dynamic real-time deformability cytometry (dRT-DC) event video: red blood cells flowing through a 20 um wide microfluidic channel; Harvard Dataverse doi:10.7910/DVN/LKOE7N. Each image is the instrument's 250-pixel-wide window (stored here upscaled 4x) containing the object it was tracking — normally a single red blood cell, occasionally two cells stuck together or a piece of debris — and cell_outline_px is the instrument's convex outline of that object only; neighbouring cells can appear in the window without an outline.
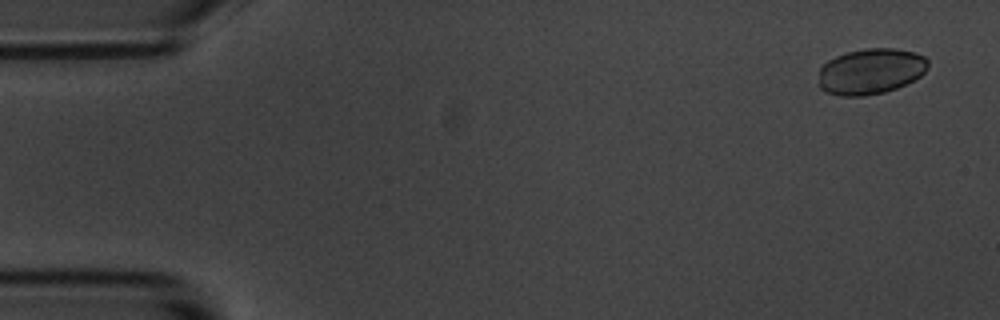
{"species": "common noctule bat (a hibernating species)", "species_latin": "Nyctalus noctula", "temperature_condition": "room temperature", "stored_images_in_passage": 57, "camera_frame_rate_fps": 3000, "um_per_image_px": 0.085, "animal": {"sex": "male", "body_mass_g": 20.1, "forearm_length_mm": 53.5}, "frame": {"image": 1, "passage_image": 3, "time_ms": 0.667, "image_size_px": [1000, 320], "cell_outline_px": [[928, 68], [920, 76], [896, 88], [884, 92], [864, 96], [840, 96], [824, 92], [816, 84], [820, 68], [828, 60], [836, 56], [848, 52], [864, 48], [896, 48], [916, 52], [924, 56], [928, 60]], "centroid_in_image_um": [73.97, 6.06], "position_along_channel_um": 11.0, "area_um2": 29.54}}
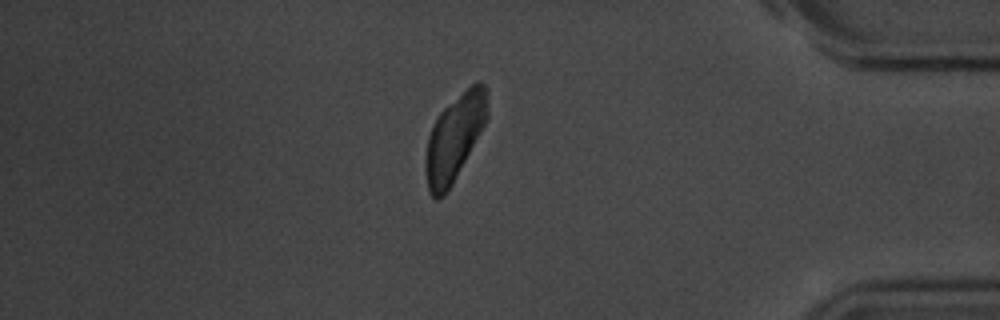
{"frame": {"image": 2, "passage_image": 49, "time_ms": 16.0, "image_size_px": [1000, 320], "cell_outline_px": [[488, 116], [484, 124], [452, 184], [444, 196], [436, 200], [428, 192], [424, 168], [424, 160], [428, 136], [432, 124], [440, 112], [444, 108], [476, 80], [480, 80], [484, 84], [488, 92]], "centroid_in_image_um": [38.61, 11.69], "position_along_channel_um": 396.6, "area_um2": 31.04}}
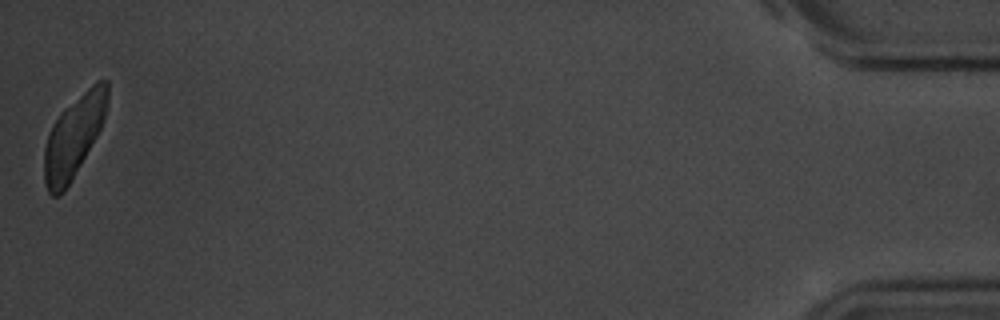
{"frame": {"image": 3, "passage_image": 57, "time_ms": 18.667, "image_size_px": [1000, 320], "cell_outline_px": [[108, 100], [104, 120], [96, 136], [72, 180], [64, 192], [60, 196], [52, 196], [48, 192], [44, 180], [44, 148], [52, 124], [60, 112], [64, 108], [96, 80], [108, 80]], "centroid_in_image_um": [6.26, 11.59], "position_along_channel_um": 428.9, "area_um2": 30.11}}